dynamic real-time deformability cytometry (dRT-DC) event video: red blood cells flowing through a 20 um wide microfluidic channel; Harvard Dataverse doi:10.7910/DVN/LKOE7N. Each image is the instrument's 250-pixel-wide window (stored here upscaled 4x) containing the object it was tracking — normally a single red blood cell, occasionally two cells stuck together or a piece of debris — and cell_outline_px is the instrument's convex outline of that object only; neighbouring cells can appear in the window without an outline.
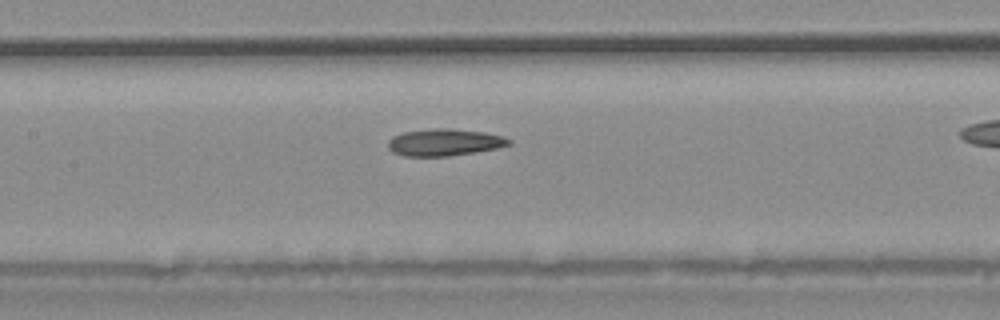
{"species": "common noctule bat (a hibernating species)", "species_latin": "Nyctalus noctula", "temperature_condition": "warm", "stored_images_in_passage": 31, "camera_frame_rate_fps": 3000, "um_per_image_px": 0.085, "animal": {"sex": "male", "body_mass_g": 20.4}, "frame": {"image": 1, "passage_image": 18, "time_ms": 5.667, "image_size_px": [1000, 320], "cell_outline_px": [[512, 144], [496, 148], [476, 152], [448, 156], [404, 156], [392, 152], [388, 148], [388, 140], [392, 136], [404, 132], [432, 128], [452, 128], [484, 132], [504, 136], [512, 140]], "centroid_in_image_um": [37.78, 12.09], "position_along_channel_um": 169.6, "area_um2": 19.19}}